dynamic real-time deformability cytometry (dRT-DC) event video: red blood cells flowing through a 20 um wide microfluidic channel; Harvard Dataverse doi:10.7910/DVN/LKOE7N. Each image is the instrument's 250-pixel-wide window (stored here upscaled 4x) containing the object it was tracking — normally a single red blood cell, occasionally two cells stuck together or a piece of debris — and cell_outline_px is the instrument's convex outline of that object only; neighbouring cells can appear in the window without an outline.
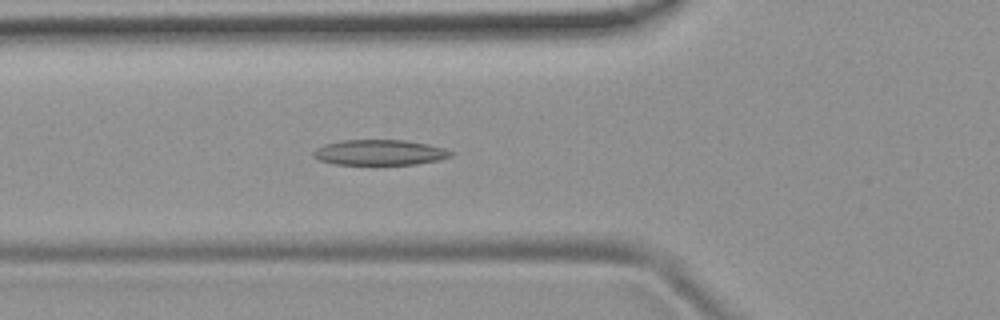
{"species": "common noctule bat (a hibernating species)", "species_latin": "Nyctalus noctula", "temperature_condition": "room temperature", "stored_images_in_passage": 46, "camera_frame_rate_fps": 3000, "um_per_image_px": 0.085, "animal": {"sex": "female", "body_mass_g": 19.9}, "frame": {"image": 1, "passage_image": 12, "time_ms": 3.667, "image_size_px": [1000, 320], "cell_outline_px": [[452, 156], [440, 160], [416, 164], [332, 164], [320, 160], [312, 156], [312, 152], [316, 148], [324, 144], [340, 140], [404, 140], [428, 144], [444, 148], [452, 152]], "centroid_in_image_um": [32.25, 12.95], "position_along_channel_um": 93.6, "area_um2": 20.4}}
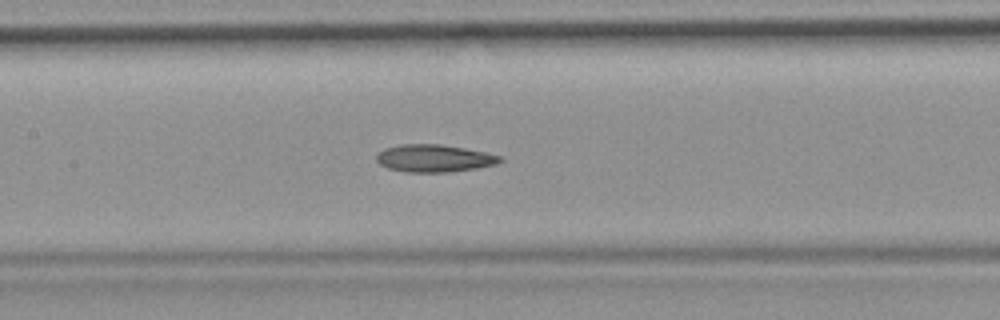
{"frame": {"image": 2, "passage_image": 18, "time_ms": 5.667, "image_size_px": [1000, 320], "cell_outline_px": [[504, 160], [496, 164], [476, 168], [448, 172], [404, 172], [388, 168], [380, 164], [376, 160], [376, 156], [384, 148], [400, 144], [440, 144], [464, 148], [504, 156]], "centroid_in_image_um": [36.91, 13.45], "position_along_channel_um": 170.5, "area_um2": 19.83}}
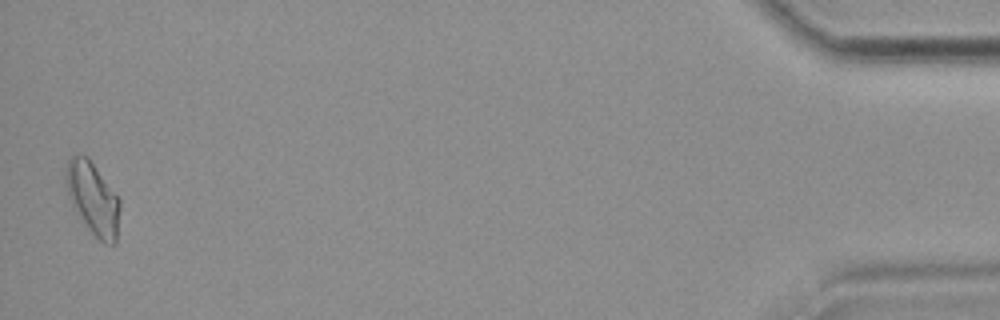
{"frame": {"image": 3, "passage_image": 45, "time_ms": 14.667, "image_size_px": [1000, 320], "cell_outline_px": [[120, 208], [116, 244], [104, 244], [92, 232], [72, 204], [68, 196], [64, 176], [64, 172], [68, 160], [72, 156], [88, 156], [120, 200]], "centroid_in_image_um": [7.9, 16.85], "position_along_channel_um": 427.3, "area_um2": 22.43}, "authors_computed_cell_mechanics": {"area_um2": 20.0855, "velocity_mm_per_s": 3.8416, "shape_relaxation_time_tau1_ms": null, "shape_relaxation_time_tau2_ms": 9.4971, "deformation_change_tau1": null, "deformation_change_tau2": 0.2076}}